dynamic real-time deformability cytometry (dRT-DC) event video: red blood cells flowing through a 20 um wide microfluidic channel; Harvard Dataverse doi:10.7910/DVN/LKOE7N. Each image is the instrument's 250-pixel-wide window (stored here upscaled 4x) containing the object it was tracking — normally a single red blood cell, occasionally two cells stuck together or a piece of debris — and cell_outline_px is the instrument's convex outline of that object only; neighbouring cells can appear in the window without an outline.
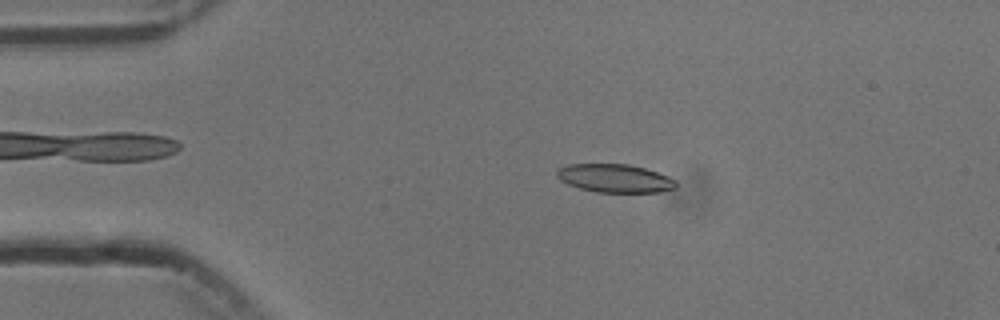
{"species": "common noctule bat (a hibernating species)", "species_latin": "Nyctalus noctula", "temperature_condition": "cold", "stored_images_in_passage": 5, "camera_frame_rate_fps": 3000, "um_per_image_px": 0.085, "animal": {"sex": "male", "body_mass_g": 13.3}, "frame": {"image": 1, "passage_image": 2, "time_ms": 1.333, "image_size_px": [1000, 320], "cell_outline_px": [[676, 188], [660, 192], [596, 192], [580, 188], [568, 184], [560, 180], [556, 176], [556, 172], [560, 168], [568, 164], [628, 164], [644, 168], [668, 176], [676, 180]], "centroid_in_image_um": [52.26, 15.16], "position_along_channel_um": 32.7, "area_um2": 19.59}}
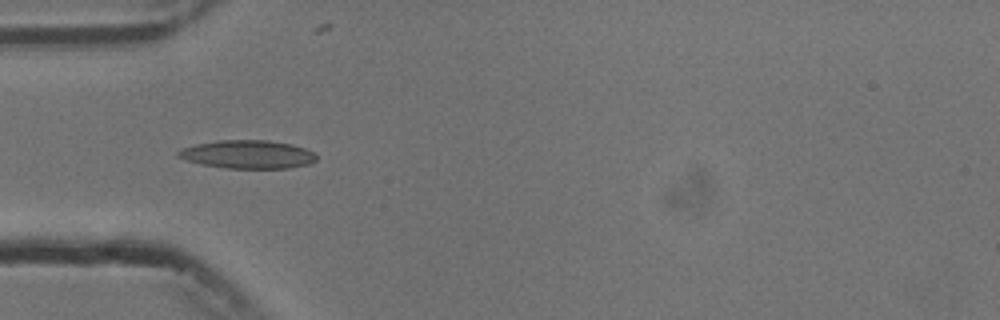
{"frame": {"image": 2, "passage_image": 4, "time_ms": 3.333, "image_size_px": [1000, 320], "cell_outline_px": [[316, 160], [308, 164], [288, 168], [228, 168], [204, 164], [188, 160], [176, 156], [176, 152], [184, 148], [196, 144], [220, 140], [268, 140], [292, 144], [316, 152]], "centroid_in_image_um": [21.1, 13.11], "position_along_channel_um": 63.9, "area_um2": 22.6}}
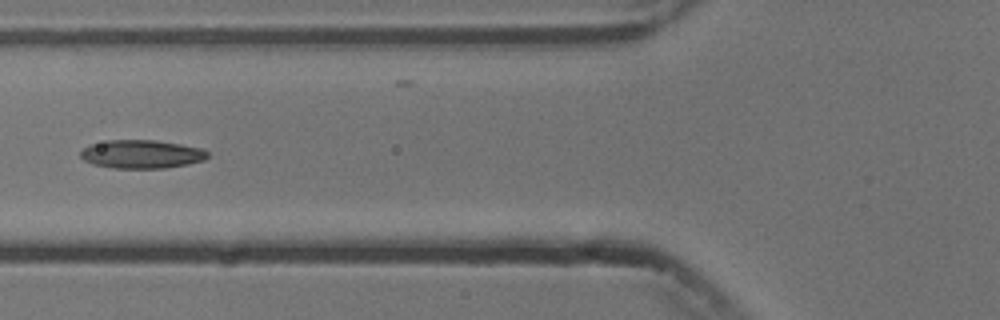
{"frame": {"image": 3, "passage_image": 5, "time_ms": 4.667, "image_size_px": [1000, 320], "cell_outline_px": [[208, 156], [204, 160], [188, 164], [164, 168], [112, 168], [92, 164], [84, 160], [80, 156], [80, 152], [88, 144], [108, 140], [156, 140], [180, 144], [200, 148], [208, 152]], "centroid_in_image_um": [12.0, 13.1], "position_along_channel_um": 113.8, "area_um2": 21.1}}